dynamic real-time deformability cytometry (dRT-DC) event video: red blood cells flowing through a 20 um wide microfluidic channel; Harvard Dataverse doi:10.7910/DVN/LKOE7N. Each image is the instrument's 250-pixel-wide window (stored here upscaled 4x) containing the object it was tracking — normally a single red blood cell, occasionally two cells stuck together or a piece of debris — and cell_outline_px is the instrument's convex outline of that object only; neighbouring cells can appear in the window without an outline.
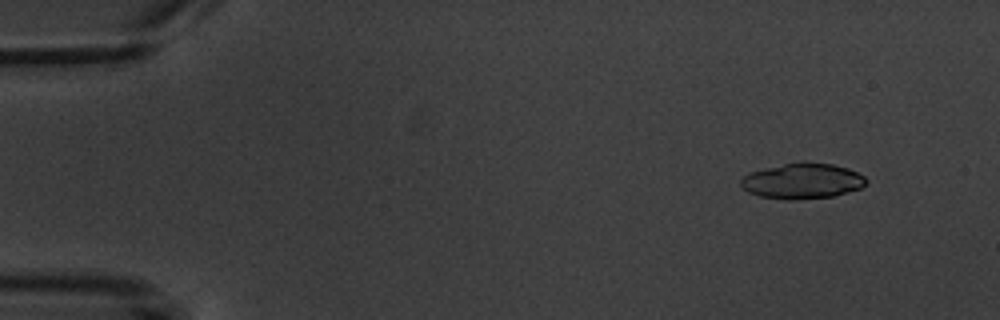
{"species": "common noctule bat (a hibernating species)", "species_latin": "Nyctalus noctula", "temperature_condition": "warm", "stored_images_in_passage": 4, "camera_frame_rate_fps": 3000, "um_per_image_px": 0.085, "animal": {"sex": "male", "body_mass_g": 20.1, "forearm_length_mm": 53.5}, "frame": {"image": 1, "passage_image": 2, "time_ms": 1.0, "image_size_px": [1000, 320], "cell_outline_px": [[868, 180], [860, 188], [832, 196], [796, 200], [784, 200], [760, 196], [748, 192], [740, 184], [740, 180], [744, 176], [752, 172], [784, 164], [832, 164], [848, 168], [864, 176]], "centroid_in_image_um": [68.2, 15.42], "position_along_channel_um": 16.8, "area_um2": 25.2}}